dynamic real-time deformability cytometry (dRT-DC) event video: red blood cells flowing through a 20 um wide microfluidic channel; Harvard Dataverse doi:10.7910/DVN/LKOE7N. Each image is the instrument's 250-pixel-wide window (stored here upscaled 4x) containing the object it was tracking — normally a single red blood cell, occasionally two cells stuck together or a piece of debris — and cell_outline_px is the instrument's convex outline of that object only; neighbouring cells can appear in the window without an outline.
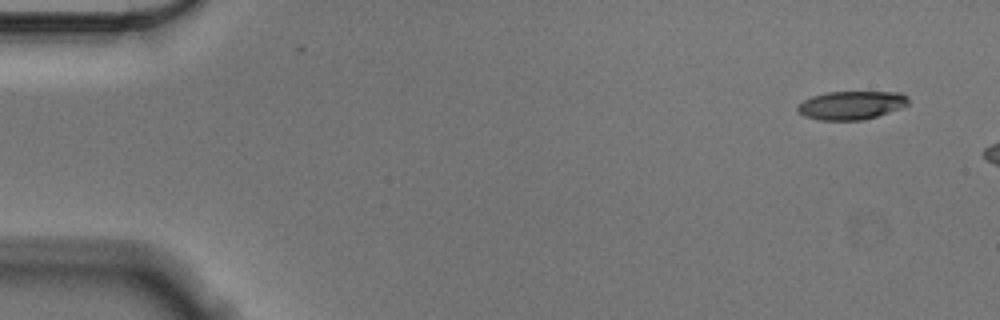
{"species": "Egyptian fruit bat (a non-hibernating species)", "species_latin": "Rousettus aegyptiacus", "temperature_condition": "cold", "stored_images_in_passage": 6, "camera_frame_rate_fps": 3000, "um_per_image_px": 0.085, "animal": {"sex": "male"}, "frame": {"image": 1, "passage_image": 1, "time_ms": 0.0, "image_size_px": [1000, 320], "cell_outline_px": [[908, 104], [900, 108], [864, 120], [820, 120], [804, 116], [796, 112], [796, 108], [804, 100], [812, 96], [828, 92], [900, 92], [908, 96]], "centroid_in_image_um": [72.34, 8.94], "position_along_channel_um": 12.7, "area_um2": 18.32}}